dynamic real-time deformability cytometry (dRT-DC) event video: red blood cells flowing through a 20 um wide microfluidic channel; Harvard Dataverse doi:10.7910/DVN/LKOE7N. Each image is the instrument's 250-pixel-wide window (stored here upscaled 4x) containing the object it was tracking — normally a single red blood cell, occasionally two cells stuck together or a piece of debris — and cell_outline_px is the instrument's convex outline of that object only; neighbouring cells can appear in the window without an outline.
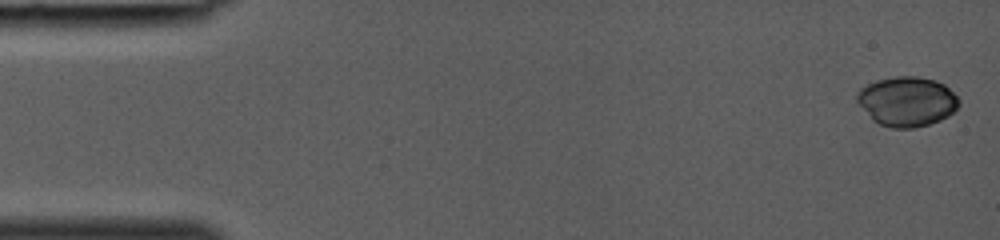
{"species": "common noctule bat (a hibernating species)", "species_latin": "Nyctalus noctula", "temperature_condition": "room temperature", "stored_images_in_passage": 37, "camera_frame_rate_fps": 3000, "um_per_image_px": 0.085, "animal": {"sex": "female", "body_mass_g": 19.0, "forearm_length_mm": 53.3}, "frame": {"image": 1, "passage_image": 1, "time_ms": 0.0, "image_size_px": [1000, 240], "cell_outline_px": [[960, 104], [948, 116], [940, 120], [928, 124], [912, 128], [892, 128], [880, 124], [872, 120], [856, 100], [856, 92], [860, 88], [876, 80], [896, 76], [916, 76], [936, 80], [944, 84], [960, 100]], "centroid_in_image_um": [77.07, 8.61], "position_along_channel_um": 7.9, "area_um2": 29.48}}
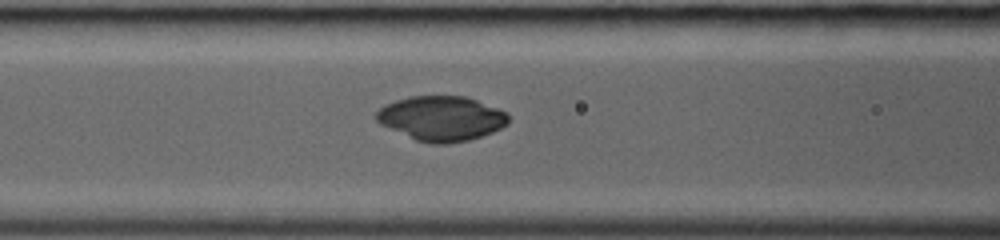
{"frame": {"image": 2, "passage_image": 16, "time_ms": 5.0, "image_size_px": [1000, 240], "cell_outline_px": [[508, 124], [492, 132], [468, 140], [448, 144], [432, 144], [416, 140], [380, 124], [376, 120], [376, 112], [384, 104], [408, 96], [464, 96], [476, 100], [508, 112]], "centroid_in_image_um": [37.51, 10.06], "position_along_channel_um": 129.1, "area_um2": 34.39}}
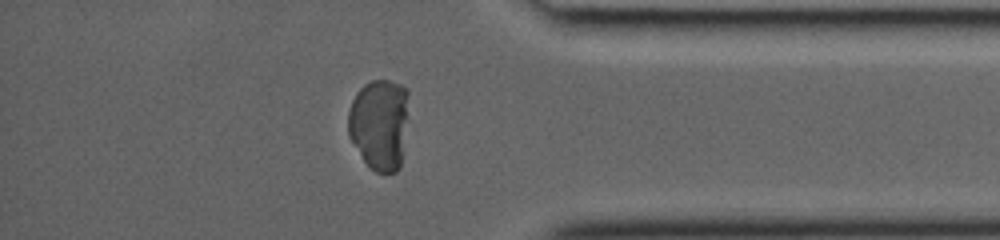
{"frame": {"image": 3, "passage_image": 32, "time_ms": 10.333, "image_size_px": [1000, 240], "cell_outline_px": [[408, 96], [400, 168], [396, 172], [376, 172], [364, 160], [348, 136], [348, 112], [352, 100], [356, 92], [364, 84], [372, 80], [388, 80], [400, 84], [408, 88]], "centroid_in_image_um": [32.23, 10.51], "position_along_channel_um": 403.0, "area_um2": 31.91}}